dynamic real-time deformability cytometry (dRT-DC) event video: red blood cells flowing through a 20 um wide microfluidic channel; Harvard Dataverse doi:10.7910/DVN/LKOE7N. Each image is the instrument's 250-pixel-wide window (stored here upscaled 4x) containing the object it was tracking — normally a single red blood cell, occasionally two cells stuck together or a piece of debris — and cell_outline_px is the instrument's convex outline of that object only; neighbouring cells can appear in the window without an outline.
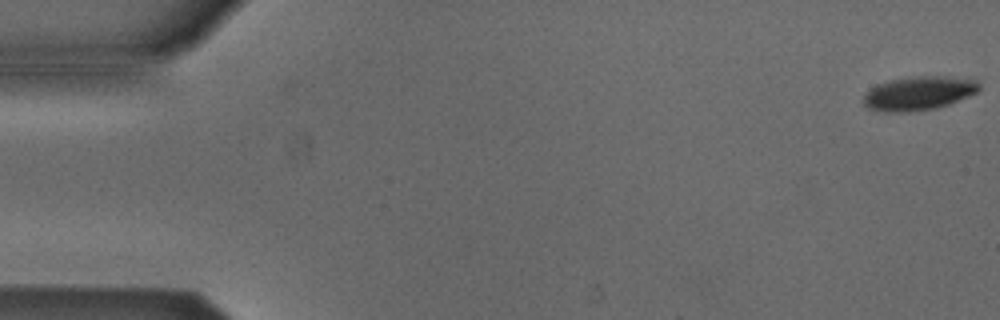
{"species": "Egyptian fruit bat (a non-hibernating species)", "species_latin": "Rousettus aegyptiacus", "temperature_condition": "cold", "stored_images_in_passage": 53, "camera_frame_rate_fps": 3000, "um_per_image_px": 0.085, "animal": {"sex": "male"}, "frame": {"image": 1, "passage_image": 1, "time_ms": 0.0, "image_size_px": [1000, 320], "cell_outline_px": [[980, 88], [976, 92], [968, 96], [948, 104], [932, 108], [908, 112], [884, 112], [868, 108], [864, 104], [864, 96], [872, 88], [880, 84], [892, 80], [920, 76], [976, 76], [980, 84]], "centroid_in_image_um": [78.19, 7.9], "position_along_channel_um": 6.8, "area_um2": 22.77}}
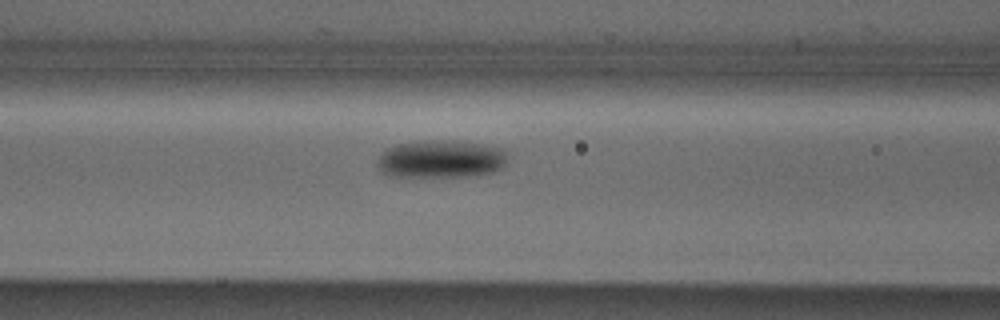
{"frame": {"image": 2, "passage_image": 22, "time_ms": 7.0, "image_size_px": [1000, 320], "cell_outline_px": [[504, 164], [500, 168], [492, 172], [476, 176], [396, 176], [384, 172], [380, 168], [380, 156], [388, 148], [396, 144], [432, 140], [456, 140], [504, 148]], "centroid_in_image_um": [37.52, 13.51], "position_along_channel_um": 129.1, "area_um2": 28.09}}
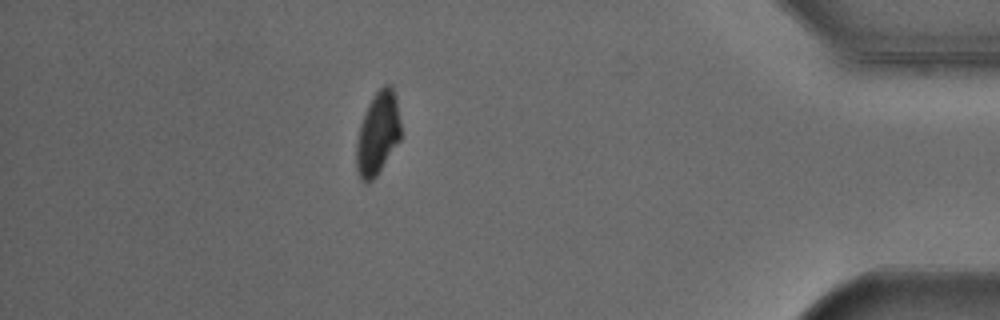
{"frame": {"image": 3, "passage_image": 47, "time_ms": 15.333, "image_size_px": [1000, 320], "cell_outline_px": [[400, 140], [376, 176], [368, 184], [360, 180], [356, 168], [356, 144], [360, 124], [376, 92], [384, 84], [392, 84], [396, 96], [400, 120]], "centroid_in_image_um": [32.11, 11.37], "position_along_channel_um": 403.1, "area_um2": 21.33}, "authors_computed_cell_mechanics": {"area_um2": 24.7384, "velocity_mm_per_s": 3.8583, "shape_relaxation_time_tau1_ms": 2.0972, "shape_relaxation_time_tau2_ms": null, "deformation_change_tau1": 0.1091, "deformation_change_tau2": null}}